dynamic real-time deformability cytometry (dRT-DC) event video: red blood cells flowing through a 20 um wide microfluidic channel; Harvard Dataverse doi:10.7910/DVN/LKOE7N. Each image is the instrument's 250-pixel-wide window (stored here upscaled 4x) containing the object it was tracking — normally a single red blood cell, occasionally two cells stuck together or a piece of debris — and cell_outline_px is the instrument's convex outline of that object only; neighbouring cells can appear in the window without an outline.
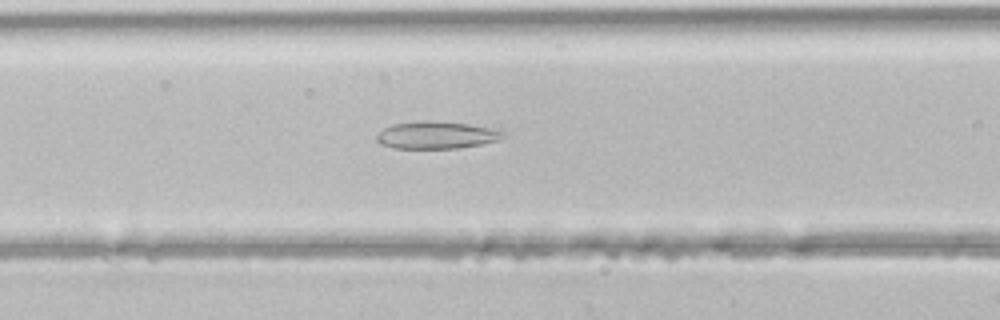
{"species": "common noctule bat (a hibernating species)", "species_latin": "Nyctalus noctula", "temperature_condition": "room temperature", "stored_images_in_passage": 36, "camera_frame_rate_fps": 3000, "um_per_image_px": 0.085, "animal": {"sex": "male", "body_mass_g": 21.5, "forearm_length_mm": 52.0}, "frame": {"image": 1, "passage_image": 8, "time_ms": 2.333, "image_size_px": [1000, 320], "cell_outline_px": [[504, 136], [500, 140], [480, 144], [456, 148], [392, 148], [380, 144], [376, 140], [376, 136], [384, 128], [392, 124], [420, 120], [432, 120], [468, 124], [492, 128], [504, 132]], "centroid_in_image_um": [37.07, 11.47], "position_along_channel_um": 129.5, "area_um2": 20.17}}
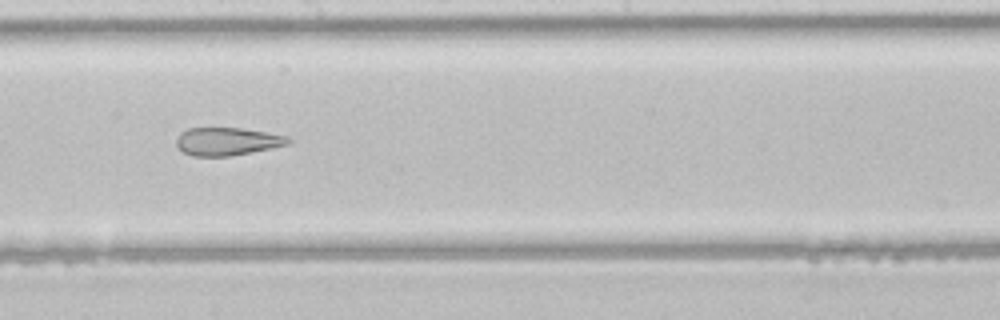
{"frame": {"image": 2, "passage_image": 15, "time_ms": 4.667, "image_size_px": [1000, 320], "cell_outline_px": [[292, 140], [288, 144], [272, 148], [228, 156], [192, 156], [184, 152], [176, 144], [176, 140], [180, 132], [188, 128], [240, 128], [288, 136]], "centroid_in_image_um": [19.3, 12.02], "position_along_channel_um": 228.9, "area_um2": 18.03}}
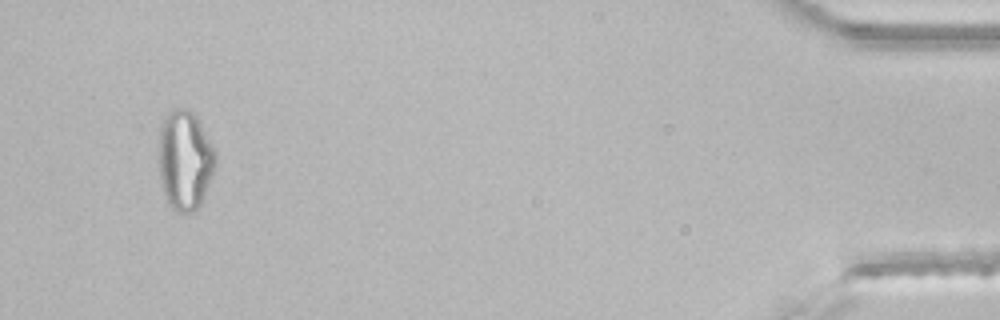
{"frame": {"image": 3, "passage_image": 34, "time_ms": 11.0, "image_size_px": [1000, 320], "cell_outline_px": [[216, 164], [212, 176], [200, 208], [192, 212], [176, 212], [168, 204], [160, 180], [160, 128], [164, 116], [172, 108], [188, 108], [196, 112], [216, 148]], "centroid_in_image_um": [15.77, 13.57], "position_along_channel_um": 419.4, "area_um2": 33.7}}